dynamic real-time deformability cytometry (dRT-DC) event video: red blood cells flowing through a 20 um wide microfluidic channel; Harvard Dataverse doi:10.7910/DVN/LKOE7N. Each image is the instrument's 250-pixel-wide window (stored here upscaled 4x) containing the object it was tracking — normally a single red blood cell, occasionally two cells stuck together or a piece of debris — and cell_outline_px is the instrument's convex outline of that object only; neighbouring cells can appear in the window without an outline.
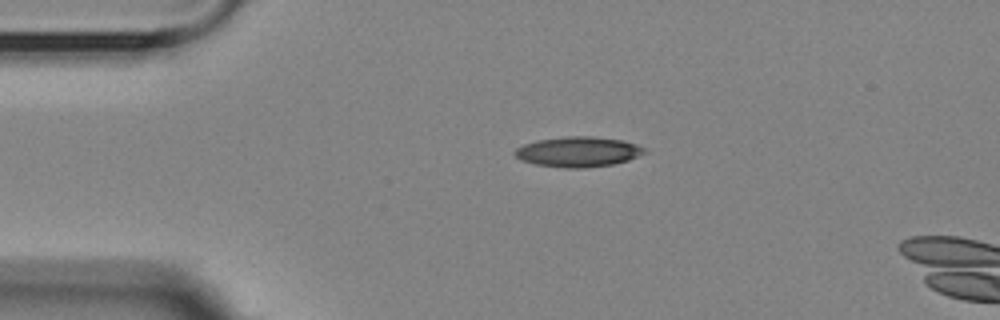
{"species": "Egyptian fruit bat (a non-hibernating species)", "species_latin": "Rousettus aegyptiacus", "temperature_condition": "room temperature", "stored_images_in_passage": 6, "camera_frame_rate_fps": 3000, "um_per_image_px": 0.085, "animal": {"sex": "female"}, "frame": {"image": 1, "passage_image": 4, "time_ms": 3.667, "image_size_px": [1000, 320], "cell_outline_px": [[648, 152], [628, 160], [612, 164], [584, 168], [568, 168], [536, 164], [520, 160], [512, 152], [516, 148], [524, 144], [540, 140], [568, 136], [592, 136], [624, 140], [636, 144], [644, 148]], "centroid_in_image_um": [49.16, 12.9], "position_along_channel_um": 35.8, "area_um2": 22.72}}
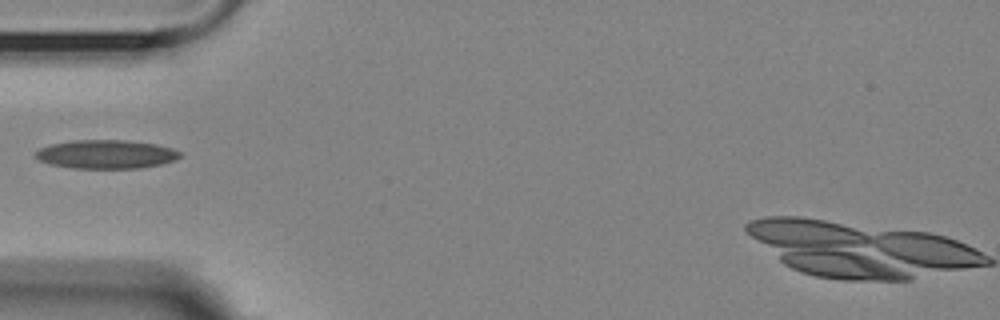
{"frame": {"image": 2, "passage_image": 6, "time_ms": 5.667, "image_size_px": [1000, 320], "cell_outline_px": [[180, 156], [176, 160], [160, 164], [140, 168], [72, 168], [48, 164], [32, 156], [40, 148], [52, 144], [72, 140], [124, 140], [156, 144], [172, 148], [180, 152]], "centroid_in_image_um": [9.0, 13.11], "position_along_channel_um": 76.0, "area_um2": 24.16}}